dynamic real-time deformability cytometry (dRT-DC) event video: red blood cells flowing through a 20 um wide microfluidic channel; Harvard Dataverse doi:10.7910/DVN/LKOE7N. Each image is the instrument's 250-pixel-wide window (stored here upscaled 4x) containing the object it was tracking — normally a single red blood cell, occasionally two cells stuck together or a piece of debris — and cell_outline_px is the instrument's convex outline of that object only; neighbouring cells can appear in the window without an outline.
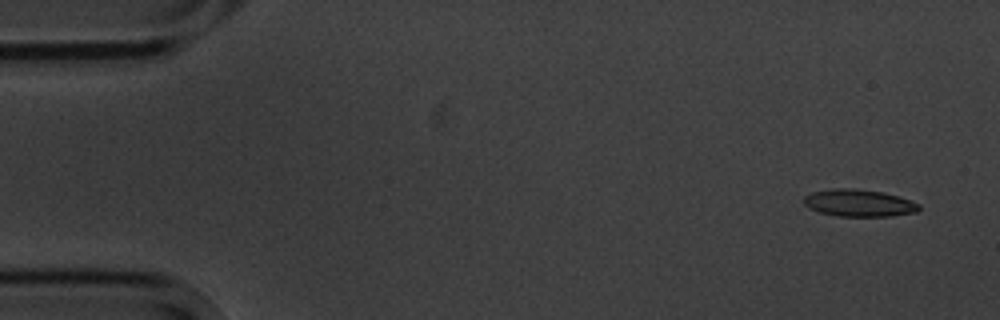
{"species": "common noctule bat (a hibernating species)", "species_latin": "Nyctalus noctula", "temperature_condition": "cold", "stored_images_in_passage": 5, "camera_frame_rate_fps": 3000, "um_per_image_px": 0.085, "animal": {"sex": "male", "body_mass_g": 20.1, "forearm_length_mm": 53.5}, "frame": {"image": 1, "passage_image": 1, "time_ms": 0.0, "image_size_px": [1000, 320], "cell_outline_px": [[920, 208], [916, 212], [892, 216], [840, 216], [820, 212], [808, 208], [804, 204], [804, 196], [812, 192], [832, 188], [856, 188], [880, 192], [896, 196], [920, 204]], "centroid_in_image_um": [72.97, 17.25], "position_along_channel_um": 12.0, "area_um2": 18.09}}
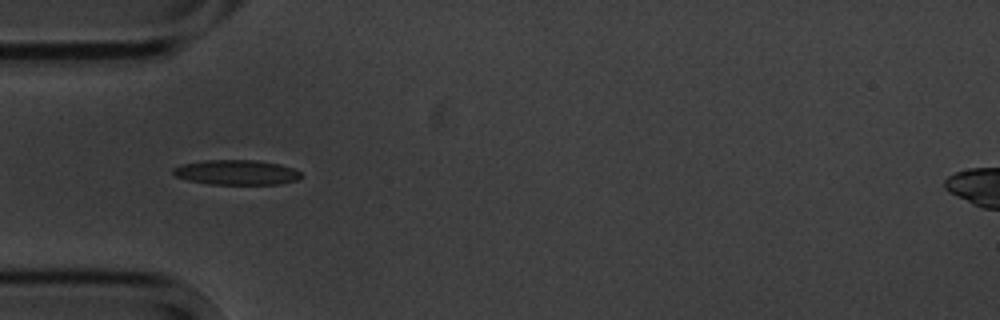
{"frame": {"image": 2, "passage_image": 5, "time_ms": 4.667, "image_size_px": [1000, 320], "cell_outline_px": [[304, 176], [296, 180], [280, 184], [208, 184], [188, 180], [176, 176], [172, 172], [172, 168], [180, 164], [204, 160], [256, 160], [280, 164], [292, 168], [300, 172]], "centroid_in_image_um": [20.09, 14.65], "position_along_channel_um": 64.9, "area_um2": 18.67}}